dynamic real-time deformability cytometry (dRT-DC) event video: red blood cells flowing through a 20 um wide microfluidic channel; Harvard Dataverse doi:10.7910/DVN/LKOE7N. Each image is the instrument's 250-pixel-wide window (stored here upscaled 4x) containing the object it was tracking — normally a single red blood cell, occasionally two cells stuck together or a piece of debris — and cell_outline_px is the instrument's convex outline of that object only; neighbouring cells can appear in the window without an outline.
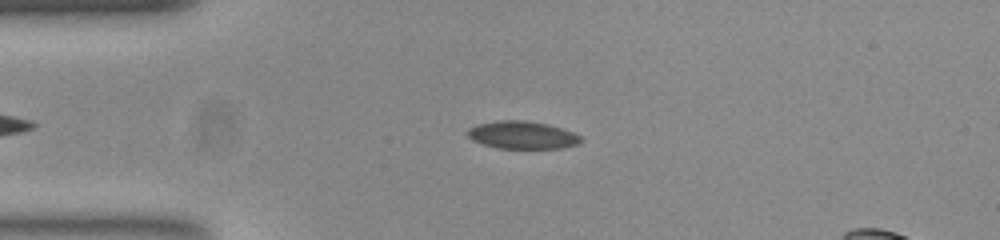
{"species": "common noctule bat (a hibernating species)", "species_latin": "Nyctalus noctula", "temperature_condition": "room temperature", "stored_images_in_passage": 50, "camera_frame_rate_fps": 3000, "um_per_image_px": 0.085, "animal": {"sex": "female", "body_mass_g": 23.0, "forearm_length_mm": 53.4}, "frame": {"image": 1, "passage_image": 12, "time_ms": 3.667, "image_size_px": [1000, 240], "cell_outline_px": [[584, 140], [580, 144], [560, 148], [496, 148], [472, 140], [464, 132], [468, 128], [476, 124], [500, 120], [524, 120], [548, 124], [572, 132], [580, 136]], "centroid_in_image_um": [44.37, 11.47], "position_along_channel_um": 40.6, "area_um2": 18.38}}
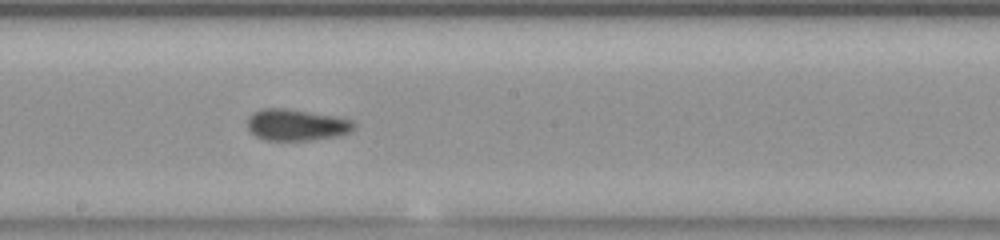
{"frame": {"image": 2, "passage_image": 28, "time_ms": 9.0, "image_size_px": [1000, 240], "cell_outline_px": [[356, 128], [348, 132], [336, 136], [308, 140], [264, 140], [256, 136], [248, 128], [248, 116], [252, 112], [264, 108], [284, 108], [332, 116], [352, 120], [356, 124]], "centroid_in_image_um": [25.17, 10.61], "position_along_channel_um": 223.0, "area_um2": 19.31}}
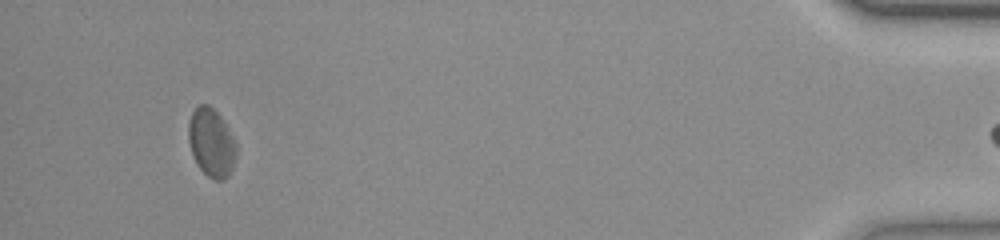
{"frame": {"image": 3, "passage_image": 49, "time_ms": 16.0, "image_size_px": [1000, 240], "cell_outline_px": [[236, 156], [232, 168], [228, 176], [224, 180], [216, 180], [208, 176], [200, 168], [192, 152], [188, 140], [188, 124], [192, 112], [200, 104], [208, 104], [220, 116], [232, 136], [236, 144]], "centroid_in_image_um": [17.97, 12.13], "position_along_channel_um": 417.2, "area_um2": 18.73}}